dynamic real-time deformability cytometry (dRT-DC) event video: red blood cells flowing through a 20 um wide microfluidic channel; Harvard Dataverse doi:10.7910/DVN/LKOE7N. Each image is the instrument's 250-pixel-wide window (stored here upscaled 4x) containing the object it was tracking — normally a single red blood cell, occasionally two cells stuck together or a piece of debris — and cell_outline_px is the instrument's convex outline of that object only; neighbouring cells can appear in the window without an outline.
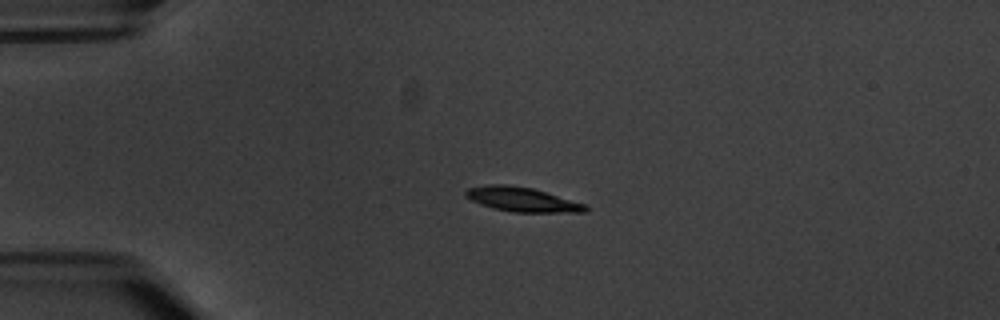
{"species": "common noctule bat (a hibernating species)", "species_latin": "Nyctalus noctula", "temperature_condition": "warm", "stored_images_in_passage": 5, "camera_frame_rate_fps": 3000, "um_per_image_px": 0.085, "animal": {"sex": "male", "body_mass_g": 20.1, "forearm_length_mm": 53.5}, "frame": {"image": 1, "passage_image": 4, "time_ms": 3.667, "image_size_px": [1000, 320], "cell_outline_px": [[588, 212], [516, 212], [492, 208], [480, 204], [464, 196], [464, 192], [468, 188], [492, 184], [504, 184], [532, 188], [584, 204], [588, 208]], "centroid_in_image_um": [44.34, 16.95], "position_along_channel_um": 40.7, "area_um2": 16.76}}